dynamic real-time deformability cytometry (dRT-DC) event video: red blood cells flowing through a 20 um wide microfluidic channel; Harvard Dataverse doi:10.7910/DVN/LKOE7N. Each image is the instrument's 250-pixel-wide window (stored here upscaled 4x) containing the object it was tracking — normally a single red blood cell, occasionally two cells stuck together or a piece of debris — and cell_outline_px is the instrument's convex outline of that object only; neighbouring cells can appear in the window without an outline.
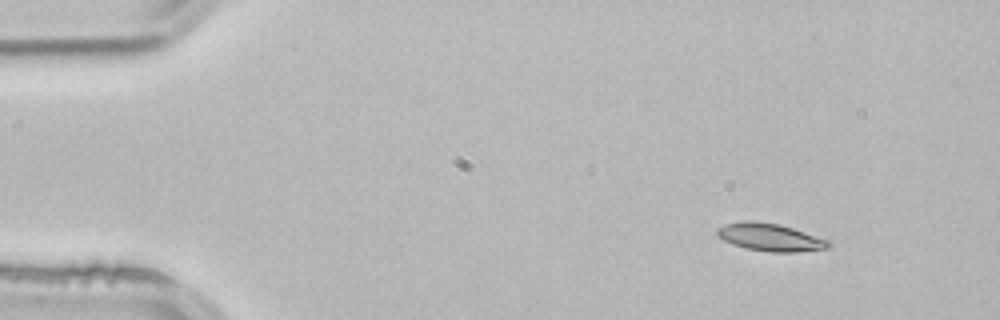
{"species": "common noctule bat (a hibernating species)", "species_latin": "Nyctalus noctula", "temperature_condition": "room temperature", "stored_images_in_passage": 3, "camera_frame_rate_fps": 3000, "um_per_image_px": 0.085, "animal": {"sex": "male", "body_mass_g": 21.5, "forearm_length_mm": 52.0}, "frame": {"image": 1, "passage_image": 1, "time_ms": 0.0, "image_size_px": [1000, 320], "cell_outline_px": [[832, 244], [828, 248], [796, 252], [772, 252], [744, 248], [732, 244], [724, 240], [716, 232], [716, 228], [724, 224], [744, 220], [776, 224], [792, 228], [828, 240]], "centroid_in_image_um": [65.44, 20.17], "position_along_channel_um": 19.6, "area_um2": 17.69}}
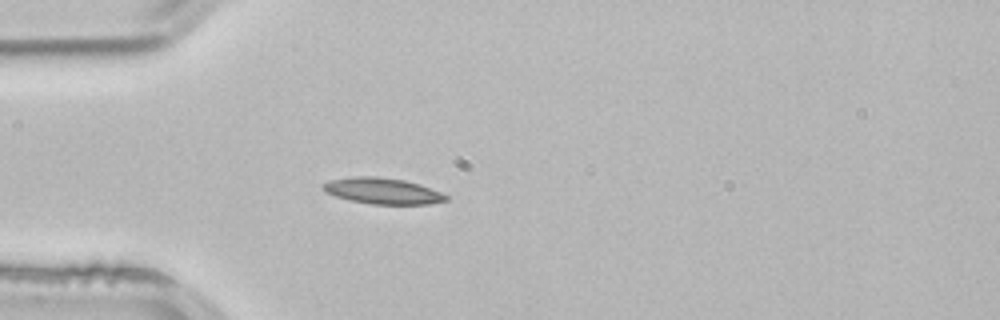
{"frame": {"image": 2, "passage_image": 3, "time_ms": 0.667, "image_size_px": [1000, 320], "cell_outline_px": [[448, 200], [428, 204], [372, 204], [352, 200], [336, 196], [320, 188], [320, 184], [328, 180], [352, 176], [376, 176], [404, 180], [420, 184], [440, 192], [448, 196]], "centroid_in_image_um": [32.49, 16.21], "position_along_channel_um": 52.5, "area_um2": 18.67}}